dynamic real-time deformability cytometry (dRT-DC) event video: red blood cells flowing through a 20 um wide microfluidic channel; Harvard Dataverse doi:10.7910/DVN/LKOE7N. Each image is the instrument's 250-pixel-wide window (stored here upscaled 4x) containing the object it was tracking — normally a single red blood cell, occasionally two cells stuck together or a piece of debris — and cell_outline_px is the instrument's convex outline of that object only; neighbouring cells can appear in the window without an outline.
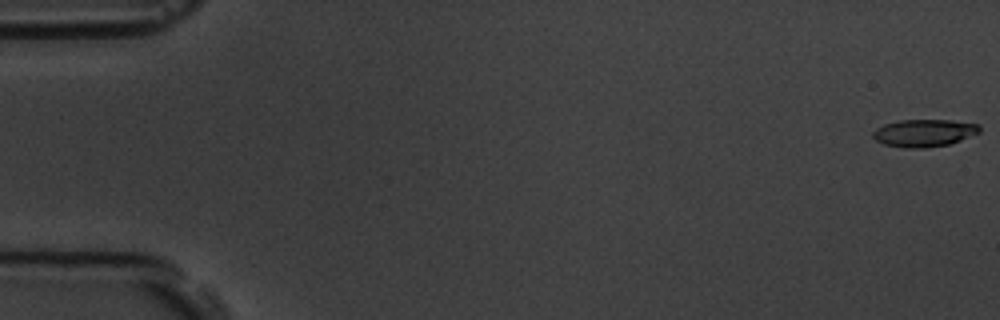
{"species": "common noctule bat (a hibernating species)", "species_latin": "Nyctalus noctula", "temperature_condition": "room temperature", "stored_images_in_passage": 58, "camera_frame_rate_fps": 3000, "um_per_image_px": 0.085, "animal": {"sex": "male", "body_mass_g": 19.5, "forearm_length_mm": 54.6}, "frame": {"image": 1, "passage_image": 1, "time_ms": 0.0, "image_size_px": [1000, 320], "cell_outline_px": [[980, 132], [960, 140], [948, 144], [924, 148], [904, 148], [884, 144], [876, 140], [872, 136], [872, 132], [876, 128], [884, 124], [900, 120], [952, 120], [980, 124]], "centroid_in_image_um": [78.54, 11.29], "position_along_channel_um": 6.5, "area_um2": 17.05}}
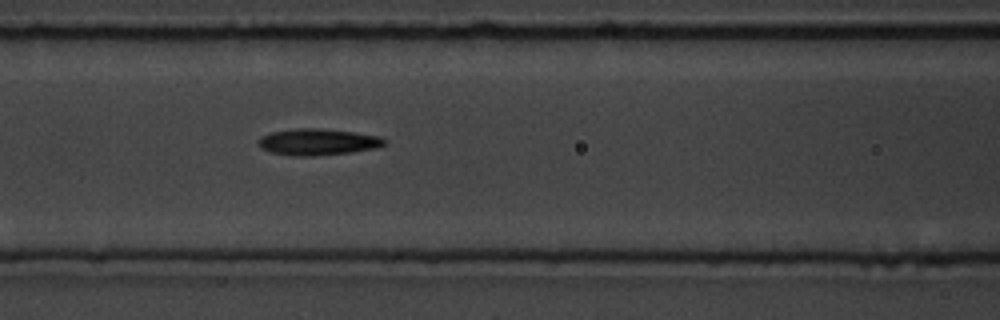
{"frame": {"image": 2, "passage_image": 25, "time_ms": 8.0, "image_size_px": [1000, 320], "cell_outline_px": [[388, 144], [376, 148], [352, 152], [312, 156], [292, 156], [272, 152], [260, 148], [256, 140], [260, 136], [272, 132], [296, 128], [320, 128], [352, 132], [380, 136], [388, 140]], "centroid_in_image_um": [27.02, 12.06], "position_along_channel_um": 139.6, "area_um2": 19.65}}
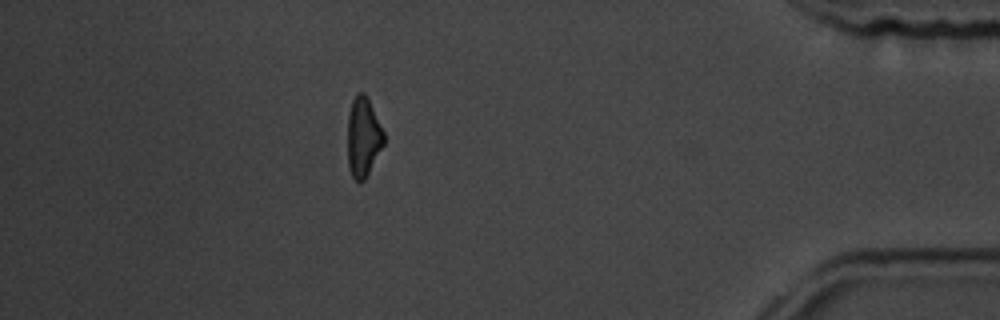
{"frame": {"image": 3, "passage_image": 51, "time_ms": 16.667, "image_size_px": [1000, 320], "cell_outline_px": [[384, 144], [364, 180], [360, 184], [352, 176], [348, 168], [348, 116], [352, 100], [356, 92], [364, 92], [368, 96], [384, 132]], "centroid_in_image_um": [30.87, 11.62], "position_along_channel_um": 404.3, "area_um2": 16.94}, "authors_computed_cell_mechanics": {"area_um2": 17.7446, "velocity_mm_per_s": 3.5887, "shape_relaxation_time_tau1_ms": 2.4083, "shape_relaxation_time_tau2_ms": 4.6484, "deformation_change_tau1": 0.1504, "deformation_change_tau2": 0.1496}}